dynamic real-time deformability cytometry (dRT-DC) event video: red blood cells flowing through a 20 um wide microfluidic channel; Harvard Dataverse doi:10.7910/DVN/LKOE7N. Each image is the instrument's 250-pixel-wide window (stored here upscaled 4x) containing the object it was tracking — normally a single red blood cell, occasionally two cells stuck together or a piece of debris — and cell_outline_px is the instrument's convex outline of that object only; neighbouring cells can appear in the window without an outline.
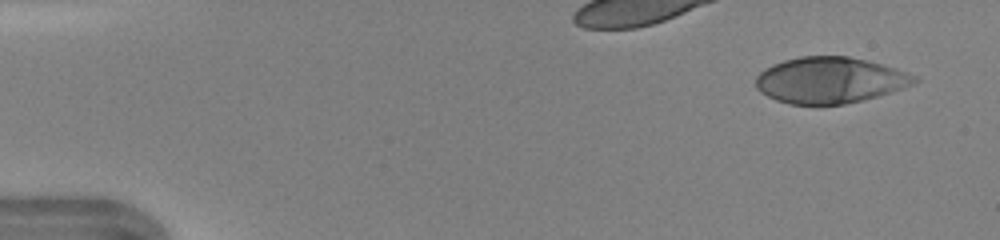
{"species": "human", "species_latin": "Homo sapiens", "temperature_condition": "warm", "stored_images_in_passage": 15, "camera_frame_rate_fps": 3000, "um_per_image_px": 0.085, "donor": {"sex": "female"}, "frame": {"image": 1, "passage_image": 1, "time_ms": 0.0, "image_size_px": [1000, 240], "cell_outline_px": [[920, 80], [912, 84], [876, 96], [844, 104], [788, 104], [776, 100], [760, 92], [756, 88], [756, 76], [764, 68], [772, 64], [784, 60], [800, 56], [848, 56], [868, 60], [896, 68], [916, 76]], "centroid_in_image_um": [70.5, 6.8], "position_along_channel_um": 14.5, "area_um2": 42.43}}
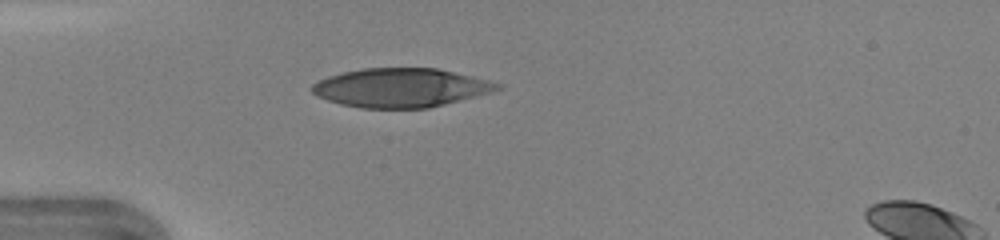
{"frame": {"image": 2, "passage_image": 11, "time_ms": 3.333, "image_size_px": [1000, 240], "cell_outline_px": [[504, 88], [492, 92], [428, 108], [360, 108], [340, 104], [316, 96], [308, 88], [316, 80], [328, 76], [344, 72], [364, 68], [436, 68], [472, 76], [504, 84]], "centroid_in_image_um": [34.05, 7.46], "position_along_channel_um": 51.0, "area_um2": 42.19}}
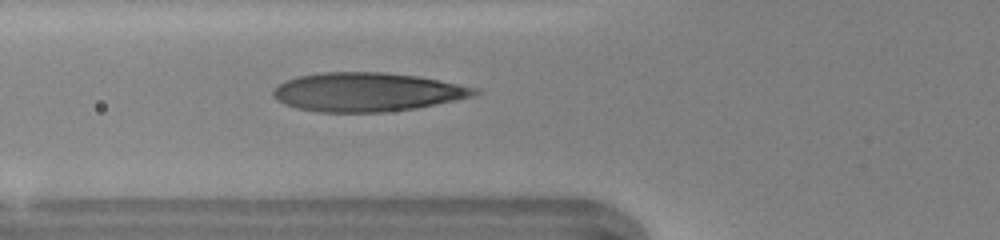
{"frame": {"image": 3, "passage_image": 15, "time_ms": 4.667, "image_size_px": [1000, 240], "cell_outline_px": [[480, 92], [476, 96], [416, 108], [384, 112], [320, 112], [296, 108], [284, 104], [276, 100], [272, 96], [272, 92], [284, 80], [300, 76], [324, 72], [384, 72], [420, 76], [480, 88]], "centroid_in_image_um": [31.24, 7.82], "position_along_channel_um": 94.6, "area_um2": 45.84}}